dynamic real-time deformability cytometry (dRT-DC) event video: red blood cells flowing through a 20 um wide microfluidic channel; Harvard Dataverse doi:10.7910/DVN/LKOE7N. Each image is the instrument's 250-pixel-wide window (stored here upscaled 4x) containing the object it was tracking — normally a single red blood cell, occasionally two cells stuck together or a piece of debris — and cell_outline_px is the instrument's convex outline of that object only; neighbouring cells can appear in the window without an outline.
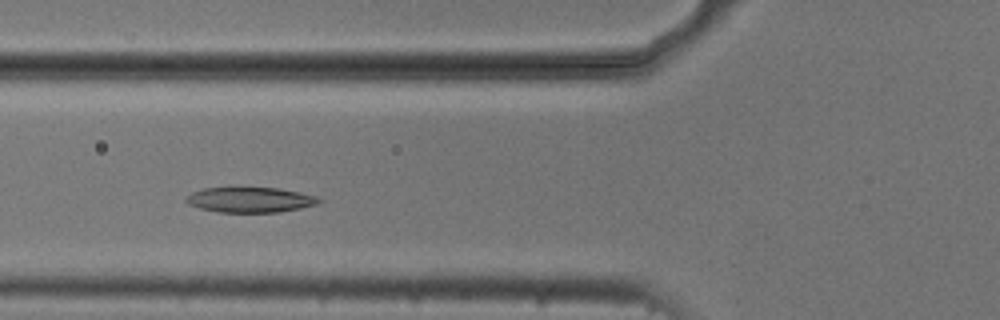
{"species": "common noctule bat (a hibernating species)", "species_latin": "Nyctalus noctula", "temperature_condition": "cold", "stored_images_in_passage": 47, "camera_frame_rate_fps": 3000, "um_per_image_px": 0.085, "animal": {"sex": "male", "body_mass_g": 20.5, "forearm_length_mm": 52.5}, "frame": {"image": 1, "passage_image": 13, "time_ms": 4.0, "image_size_px": [1000, 320], "cell_outline_px": [[324, 200], [316, 204], [300, 208], [280, 212], [216, 212], [200, 208], [188, 204], [184, 200], [184, 196], [192, 192], [204, 188], [232, 184], [240, 184], [276, 188], [300, 192], [316, 196]], "centroid_in_image_um": [21.18, 16.92], "position_along_channel_um": 104.6, "area_um2": 20.69}}
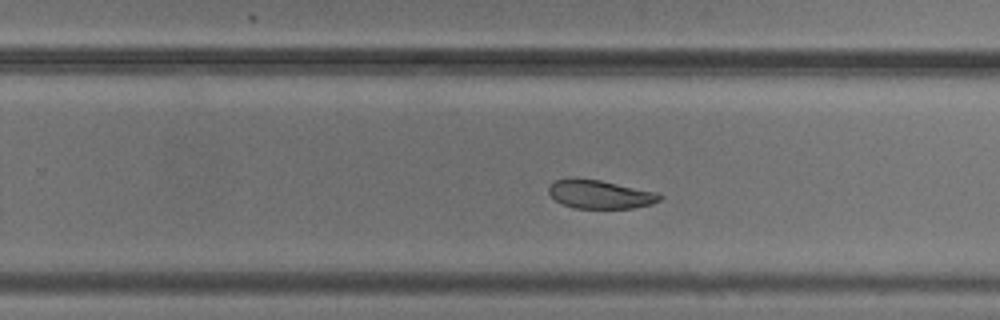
{"frame": {"image": 2, "passage_image": 27, "time_ms": 8.667, "image_size_px": [1000, 320], "cell_outline_px": [[664, 196], [660, 200], [652, 204], [632, 208], [576, 208], [560, 204], [548, 192], [548, 188], [556, 180], [568, 176], [576, 176], [600, 180], [660, 192]], "centroid_in_image_um": [51.01, 16.49], "position_along_channel_um": 278.8, "area_um2": 18.96}}
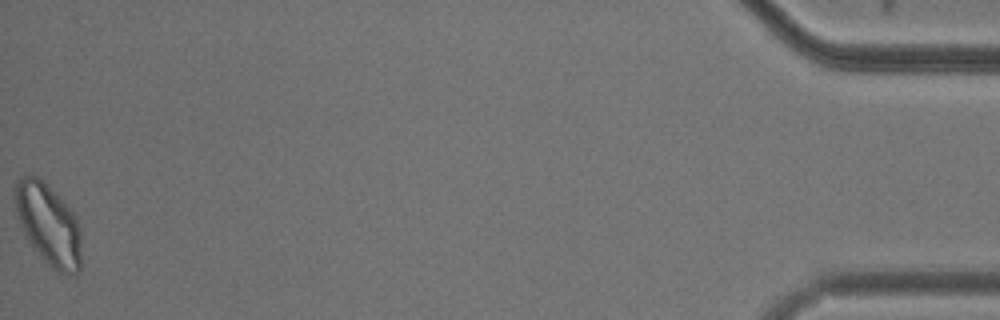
{"frame": {"image": 3, "passage_image": 47, "time_ms": 15.333, "image_size_px": [1000, 320], "cell_outline_px": [[80, 268], [76, 276], [72, 276], [60, 272], [48, 264], [32, 248], [24, 236], [16, 212], [12, 196], [12, 192], [16, 180], [20, 176], [32, 172], [76, 216], [80, 228]], "centroid_in_image_um": [4.06, 19.08], "position_along_channel_um": 431.1, "area_um2": 31.56}, "authors_computed_cell_mechanics": {"area_um2": 20.6924, "velocity_mm_per_s": 3.7329, "shape_relaxation_time_tau1_ms": 2.9912, "shape_relaxation_time_tau2_ms": 3.9515, "deformation_change_tau1": 0.1169, "deformation_change_tau2": 0.0931}}